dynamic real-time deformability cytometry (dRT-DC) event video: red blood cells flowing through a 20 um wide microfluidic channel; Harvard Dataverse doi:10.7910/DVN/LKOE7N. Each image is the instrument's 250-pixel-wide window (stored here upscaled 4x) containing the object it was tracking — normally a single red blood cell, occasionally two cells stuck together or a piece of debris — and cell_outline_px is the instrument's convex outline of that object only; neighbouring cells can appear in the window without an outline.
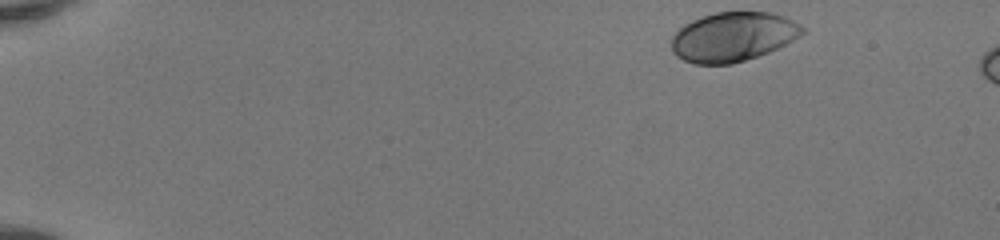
{"species": "human", "species_latin": "Homo sapiens", "temperature_condition": "room temperature", "stored_images_in_passage": 7, "camera_frame_rate_fps": 3000, "um_per_image_px": 0.085, "donor": {"sex": "female"}, "frame": {"image": 1, "passage_image": 1, "time_ms": 0.0, "image_size_px": [1000, 240], "cell_outline_px": [[808, 32], [768, 52], [732, 64], [692, 64], [676, 56], [672, 52], [672, 36], [684, 24], [700, 16], [716, 12], [772, 12], [784, 16], [800, 24]], "centroid_in_image_um": [62.3, 3.12], "position_along_channel_um": 22.7, "area_um2": 37.69}}